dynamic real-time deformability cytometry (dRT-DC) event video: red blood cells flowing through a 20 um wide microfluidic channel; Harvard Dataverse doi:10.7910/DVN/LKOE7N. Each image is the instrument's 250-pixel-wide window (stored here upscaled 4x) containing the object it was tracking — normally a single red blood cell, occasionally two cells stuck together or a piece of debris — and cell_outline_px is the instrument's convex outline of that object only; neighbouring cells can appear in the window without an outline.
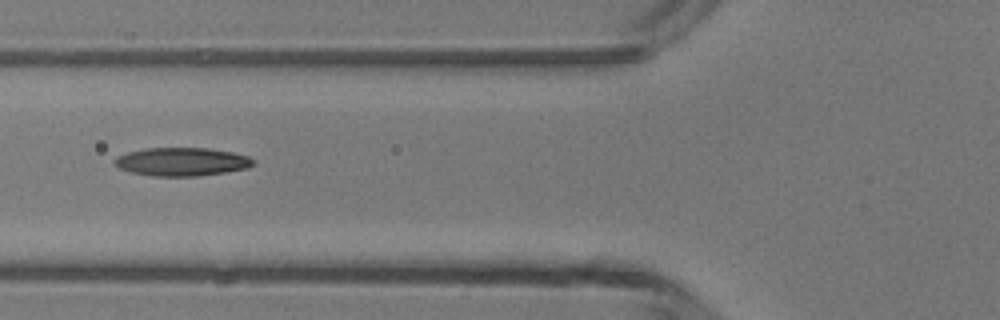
{"species": "common noctule bat (a hibernating species)", "species_latin": "Nyctalus noctula", "temperature_condition": "room temperature", "stored_images_in_passage": 7, "camera_frame_rate_fps": 3000, "um_per_image_px": 0.085, "animal": {"sex": "male", "body_mass_g": 13.3}, "frame": {"image": 1, "passage_image": 6, "time_ms": 5.667, "image_size_px": [1000, 320], "cell_outline_px": [[256, 164], [248, 168], [224, 172], [196, 176], [152, 176], [132, 172], [120, 168], [112, 160], [116, 156], [128, 152], [144, 148], [208, 148], [232, 152], [248, 156], [256, 160]], "centroid_in_image_um": [15.48, 13.74], "position_along_channel_um": 110.3, "area_um2": 22.95}}
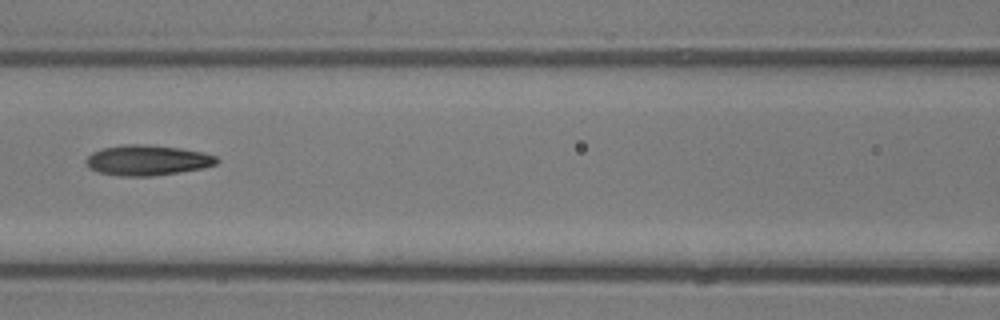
{"frame": {"image": 2, "passage_image": 7, "time_ms": 6.667, "image_size_px": [1000, 320], "cell_outline_px": [[220, 160], [216, 164], [204, 168], [152, 176], [120, 176], [100, 172], [88, 168], [84, 160], [92, 152], [104, 148], [124, 144], [144, 144], [180, 148], [204, 152], [216, 156]], "centroid_in_image_um": [12.53, 13.62], "position_along_channel_um": 154.1, "area_um2": 23.18}}